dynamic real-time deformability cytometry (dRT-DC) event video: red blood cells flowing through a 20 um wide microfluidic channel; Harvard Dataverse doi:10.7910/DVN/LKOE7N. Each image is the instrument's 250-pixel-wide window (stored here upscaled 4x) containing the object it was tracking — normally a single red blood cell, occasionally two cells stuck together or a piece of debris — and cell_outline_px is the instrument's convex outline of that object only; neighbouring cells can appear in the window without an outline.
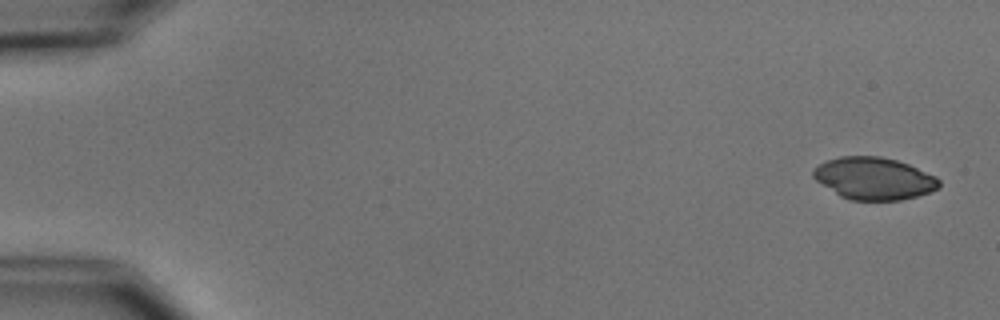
{"species": "common noctule bat (a hibernating species)", "species_latin": "Nyctalus noctula", "temperature_condition": "cold", "stored_images_in_passage": 5, "camera_frame_rate_fps": 3000, "um_per_image_px": 0.085, "animal": {"sex": "male", "body_mass_g": 15.6}, "frame": {"image": 1, "passage_image": 1, "time_ms": 0.0, "image_size_px": [1000, 320], "cell_outline_px": [[940, 184], [936, 188], [928, 192], [916, 196], [900, 200], [848, 200], [840, 196], [816, 180], [812, 176], [812, 168], [828, 160], [840, 156], [880, 156], [896, 160], [908, 164], [936, 176], [940, 180]], "centroid_in_image_um": [74.26, 15.16], "position_along_channel_um": 10.7, "area_um2": 30.81}}